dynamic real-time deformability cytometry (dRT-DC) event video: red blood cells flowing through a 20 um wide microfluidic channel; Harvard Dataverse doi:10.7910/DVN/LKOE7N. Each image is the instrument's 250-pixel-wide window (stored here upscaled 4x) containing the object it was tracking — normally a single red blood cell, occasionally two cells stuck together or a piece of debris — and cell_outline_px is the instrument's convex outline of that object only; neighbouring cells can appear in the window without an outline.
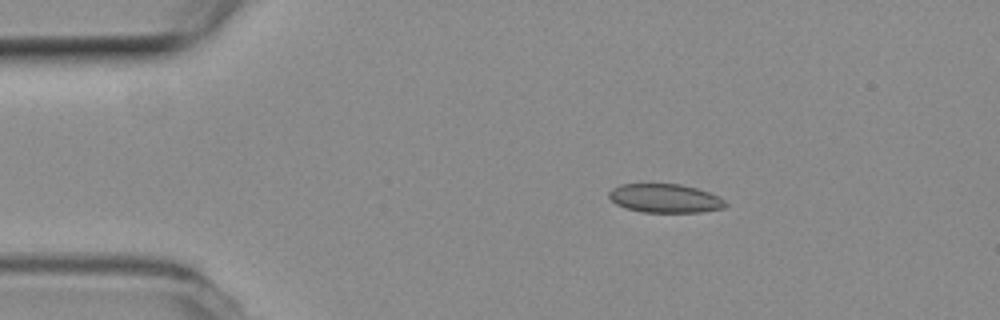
{"species": "common noctule bat (a hibernating species)", "species_latin": "Nyctalus noctula", "temperature_condition": "room temperature", "stored_images_in_passage": 5, "camera_frame_rate_fps": 3000, "um_per_image_px": 0.085, "animal": {"sex": "female", "body_mass_g": 19.3, "forearm_length_mm": 54.1}, "frame": {"image": 1, "passage_image": 3, "time_ms": 0.667, "image_size_px": [1000, 320], "cell_outline_px": [[728, 204], [724, 208], [700, 212], [640, 212], [624, 208], [616, 204], [608, 196], [608, 192], [612, 188], [620, 184], [680, 184], [696, 188], [720, 196]], "centroid_in_image_um": [56.52, 16.86], "position_along_channel_um": 28.5, "area_um2": 19.65}}